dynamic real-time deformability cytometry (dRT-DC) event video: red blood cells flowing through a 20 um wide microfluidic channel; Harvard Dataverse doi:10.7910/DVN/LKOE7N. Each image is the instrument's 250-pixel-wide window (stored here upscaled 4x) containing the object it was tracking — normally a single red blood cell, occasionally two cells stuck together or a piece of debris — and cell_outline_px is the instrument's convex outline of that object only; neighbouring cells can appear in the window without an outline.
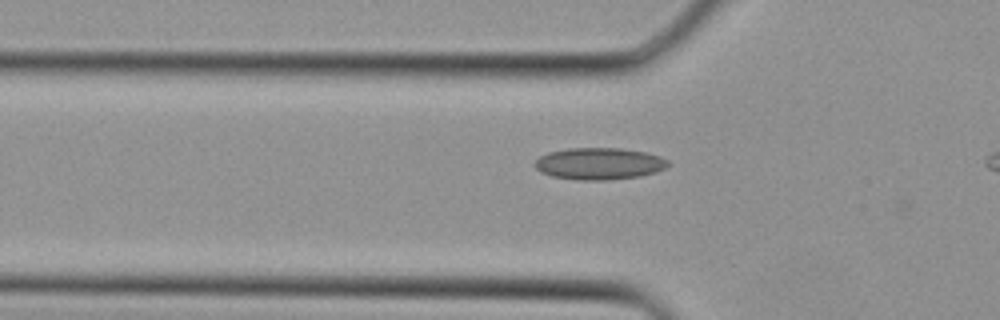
{"species": "Egyptian fruit bat (a non-hibernating species)", "species_latin": "Rousettus aegyptiacus", "temperature_condition": "cold", "stored_images_in_passage": 4, "camera_frame_rate_fps": 3000, "um_per_image_px": 0.085, "animal": {"sex": "female"}, "frame": {"image": 1, "passage_image": 2, "time_ms": 0.333, "image_size_px": [1000, 320], "cell_outline_px": [[668, 164], [664, 168], [640, 176], [608, 180], [580, 180], [552, 176], [540, 172], [532, 164], [540, 156], [548, 152], [568, 148], [620, 148], [648, 152], [660, 156], [668, 160]], "centroid_in_image_um": [50.9, 13.9], "position_along_channel_um": 74.9, "area_um2": 24.74}}